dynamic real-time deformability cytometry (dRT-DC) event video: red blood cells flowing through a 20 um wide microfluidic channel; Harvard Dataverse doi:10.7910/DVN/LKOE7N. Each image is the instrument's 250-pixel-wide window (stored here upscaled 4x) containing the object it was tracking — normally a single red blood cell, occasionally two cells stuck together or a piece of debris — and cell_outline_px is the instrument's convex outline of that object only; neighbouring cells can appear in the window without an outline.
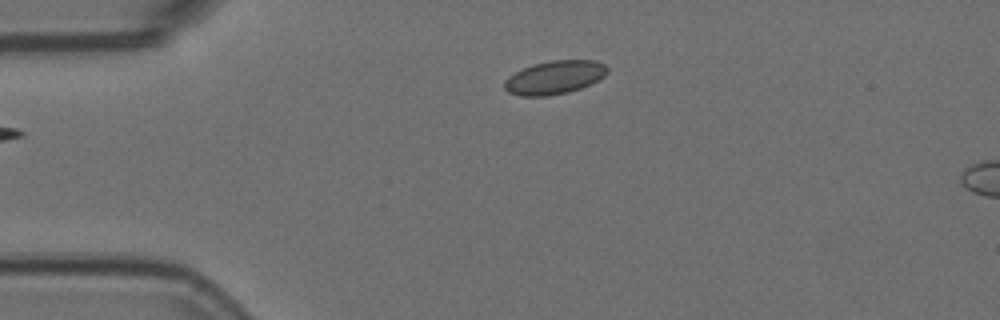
{"species": "Egyptian fruit bat (a non-hibernating species)", "species_latin": "Rousettus aegyptiacus", "temperature_condition": "room temperature", "stored_images_in_passage": 6, "camera_frame_rate_fps": 3000, "um_per_image_px": 0.085, "animal": {"sex": "female"}, "frame": {"image": 1, "passage_image": 1, "time_ms": 0.0, "image_size_px": [1000, 320], "cell_outline_px": [[608, 72], [604, 76], [580, 88], [568, 92], [548, 96], [520, 96], [508, 92], [504, 88], [504, 80], [508, 76], [524, 68], [536, 64], [552, 60], [596, 60], [604, 64], [608, 68]], "centroid_in_image_um": [47.12, 6.58], "position_along_channel_um": 37.9, "area_um2": 19.88}}